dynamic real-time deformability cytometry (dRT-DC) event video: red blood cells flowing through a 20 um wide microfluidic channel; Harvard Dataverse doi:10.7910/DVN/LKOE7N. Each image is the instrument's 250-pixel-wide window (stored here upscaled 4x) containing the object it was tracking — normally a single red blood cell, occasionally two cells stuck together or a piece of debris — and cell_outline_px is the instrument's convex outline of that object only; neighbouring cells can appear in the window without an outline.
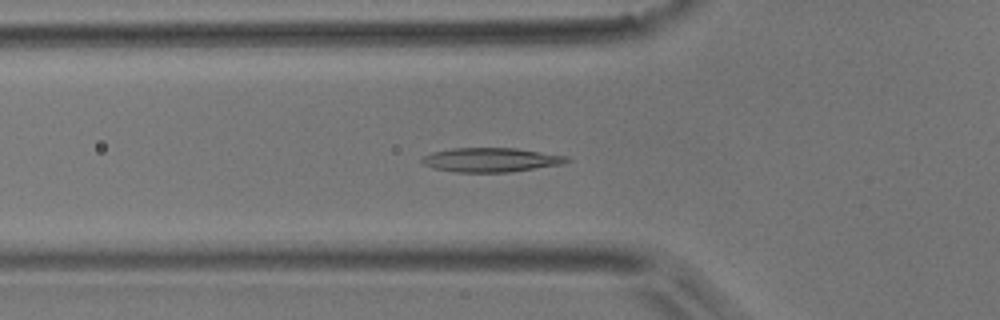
{"species": "common noctule bat (a hibernating species)", "species_latin": "Nyctalus noctula", "temperature_condition": "room temperature", "stored_images_in_passage": 53, "camera_frame_rate_fps": 3000, "um_per_image_px": 0.085, "animal": {"sex": "male", "body_mass_g": 17.9}, "frame": {"image": 1, "passage_image": 17, "time_ms": 5.333, "image_size_px": [1000, 320], "cell_outline_px": [[572, 160], [564, 164], [512, 172], [456, 172], [432, 168], [424, 164], [420, 160], [424, 156], [432, 152], [452, 148], [516, 148], [568, 156]], "centroid_in_image_um": [41.77, 13.59], "position_along_channel_um": 84.0, "area_um2": 20.58}}
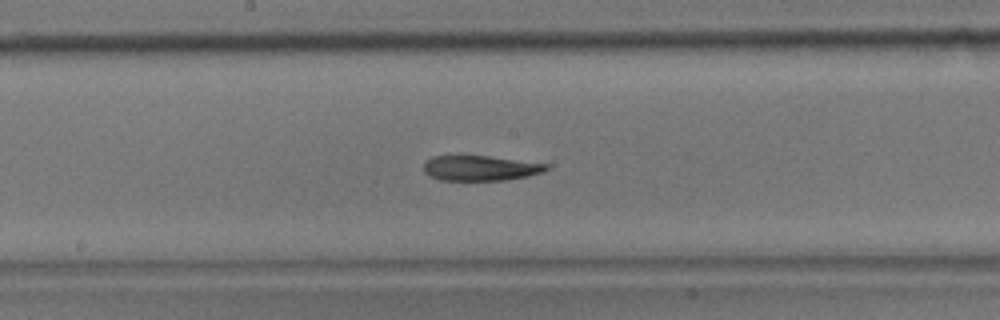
{"frame": {"image": 2, "passage_image": 27, "time_ms": 8.667, "image_size_px": [1000, 320], "cell_outline_px": [[548, 168], [544, 172], [528, 176], [504, 180], [440, 180], [424, 172], [424, 164], [432, 156], [488, 156], [548, 164]], "centroid_in_image_um": [40.84, 14.29], "position_along_channel_um": 207.4, "area_um2": 17.74}}
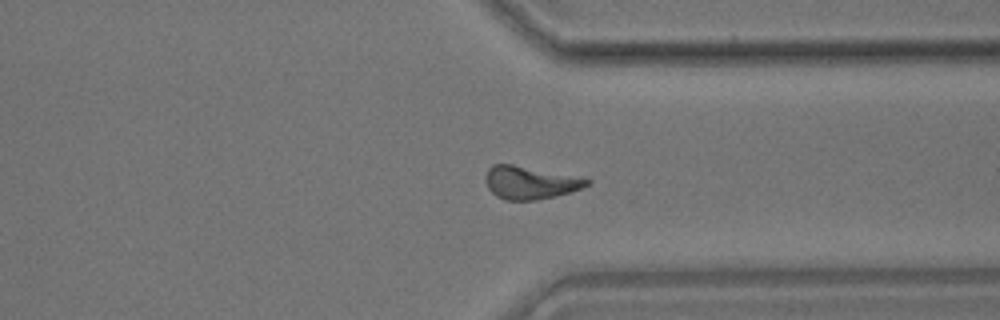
{"frame": {"image": 3, "passage_image": 40, "time_ms": 13.0, "image_size_px": [1000, 320], "cell_outline_px": [[592, 180], [588, 184], [580, 188], [556, 196], [536, 200], [504, 200], [496, 196], [488, 188], [484, 176], [488, 168], [492, 164], [512, 164]], "centroid_in_image_um": [44.97, 15.53], "position_along_channel_um": 366.4, "area_um2": 19.07}, "authors_computed_cell_mechanics": {"area_um2": 19.2474, "velocity_mm_per_s": 3.6769, "shape_relaxation_time_tau1_ms": 11.3199, "shape_relaxation_time_tau2_ms": 6.8144, "deformation_change_tau1": 0.2291, "deformation_change_tau2": 0.1583}}